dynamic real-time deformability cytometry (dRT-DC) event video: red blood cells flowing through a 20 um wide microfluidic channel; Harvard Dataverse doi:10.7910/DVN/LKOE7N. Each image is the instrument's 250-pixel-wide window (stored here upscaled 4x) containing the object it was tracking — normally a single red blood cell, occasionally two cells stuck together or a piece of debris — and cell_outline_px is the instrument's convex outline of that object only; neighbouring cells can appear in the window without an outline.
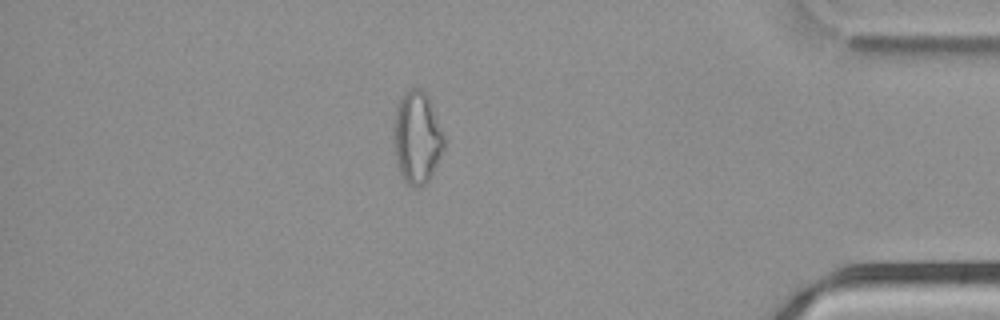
{"species": "common noctule bat (a hibernating species)", "species_latin": "Nyctalus noctula", "temperature_condition": "cold", "stored_images_in_passage": 51, "camera_frame_rate_fps": 3000, "um_per_image_px": 0.085, "animal": {"sex": "male", "body_mass_g": 21.5, "forearm_length_mm": 52.0}, "frame": {"image": 1, "passage_image": 44, "time_ms": 14.333, "image_size_px": [1000, 320], "cell_outline_px": [[444, 148], [432, 176], [424, 184], [416, 188], [412, 188], [400, 176], [396, 164], [392, 144], [392, 136], [396, 108], [400, 96], [404, 92], [412, 88], [420, 88], [428, 96], [444, 136]], "centroid_in_image_um": [35.4, 11.72], "position_along_channel_um": 399.8, "area_um2": 27.57}}